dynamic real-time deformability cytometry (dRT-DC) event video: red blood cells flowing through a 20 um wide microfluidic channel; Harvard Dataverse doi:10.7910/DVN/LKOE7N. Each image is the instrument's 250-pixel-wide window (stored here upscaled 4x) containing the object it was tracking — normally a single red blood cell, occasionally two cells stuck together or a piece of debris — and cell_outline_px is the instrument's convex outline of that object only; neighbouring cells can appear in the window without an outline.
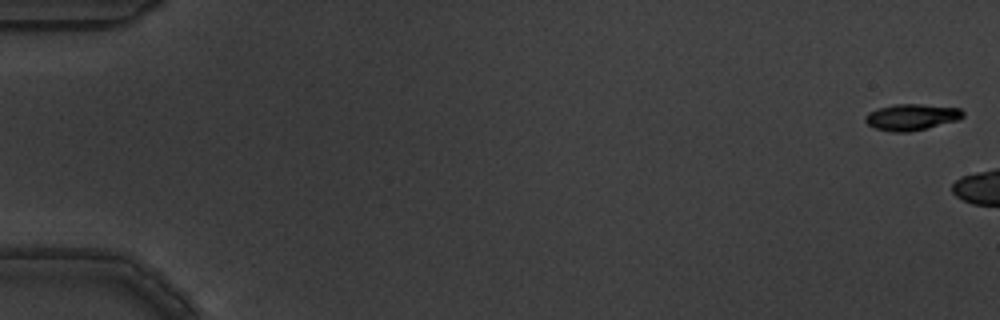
{"species": "common noctule bat (a hibernating species)", "species_latin": "Nyctalus noctula", "temperature_condition": "warm", "stored_images_in_passage": 3, "camera_frame_rate_fps": 3000, "um_per_image_px": 0.085, "animal": {"sex": "male", "body_mass_g": 19.5, "forearm_length_mm": 54.6}, "frame": {"image": 1, "passage_image": 1, "time_ms": 0.0, "image_size_px": [1000, 320], "cell_outline_px": [[964, 116], [956, 120], [928, 128], [908, 132], [892, 132], [876, 128], [868, 124], [864, 120], [864, 116], [868, 112], [876, 108], [892, 104], [920, 104], [960, 108], [964, 112]], "centroid_in_image_um": [77.44, 9.94], "position_along_channel_um": 7.6, "area_um2": 15.03}}